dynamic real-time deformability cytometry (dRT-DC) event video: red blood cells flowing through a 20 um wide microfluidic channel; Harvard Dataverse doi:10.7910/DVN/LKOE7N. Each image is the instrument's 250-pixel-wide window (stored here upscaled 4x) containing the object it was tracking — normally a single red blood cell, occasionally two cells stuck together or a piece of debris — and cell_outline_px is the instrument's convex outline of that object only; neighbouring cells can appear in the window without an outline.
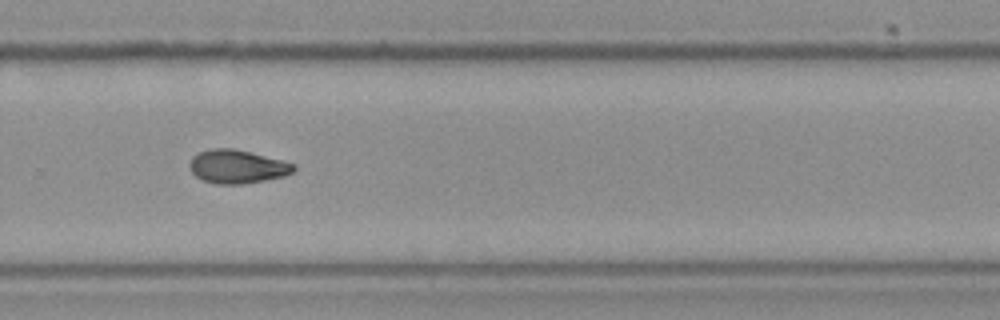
{"species": "Egyptian fruit bat (a non-hibernating species)", "species_latin": "Rousettus aegyptiacus", "temperature_condition": "cold", "stored_images_in_passage": 17, "camera_frame_rate_fps": 3000, "um_per_image_px": 0.085, "frame": {"image": 1, "passage_image": 12, "time_ms": 3.667, "image_size_px": [1000, 320], "cell_outline_px": [[296, 168], [292, 172], [284, 176], [244, 184], [216, 184], [204, 180], [196, 176], [188, 168], [188, 164], [192, 156], [200, 152], [212, 148], [232, 148], [296, 164]], "centroid_in_image_um": [20.13, 14.17], "position_along_channel_um": 309.7, "area_um2": 20.17}}
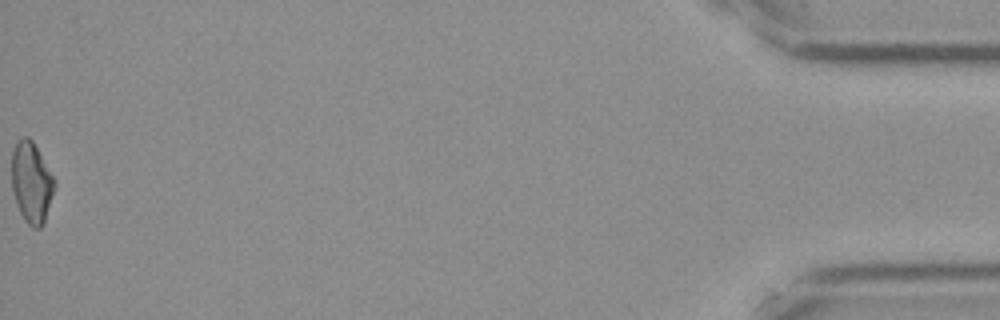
{"frame": {"image": 2, "passage_image": 17, "time_ms": 5.333, "image_size_px": [1000, 320], "cell_outline_px": [[56, 188], [44, 224], [40, 228], [32, 228], [24, 220], [16, 204], [12, 188], [12, 152], [16, 140], [24, 136], [28, 136], [32, 140], [56, 180]], "centroid_in_image_um": [2.69, 15.52], "position_along_channel_um": 432.5, "area_um2": 20.58}}